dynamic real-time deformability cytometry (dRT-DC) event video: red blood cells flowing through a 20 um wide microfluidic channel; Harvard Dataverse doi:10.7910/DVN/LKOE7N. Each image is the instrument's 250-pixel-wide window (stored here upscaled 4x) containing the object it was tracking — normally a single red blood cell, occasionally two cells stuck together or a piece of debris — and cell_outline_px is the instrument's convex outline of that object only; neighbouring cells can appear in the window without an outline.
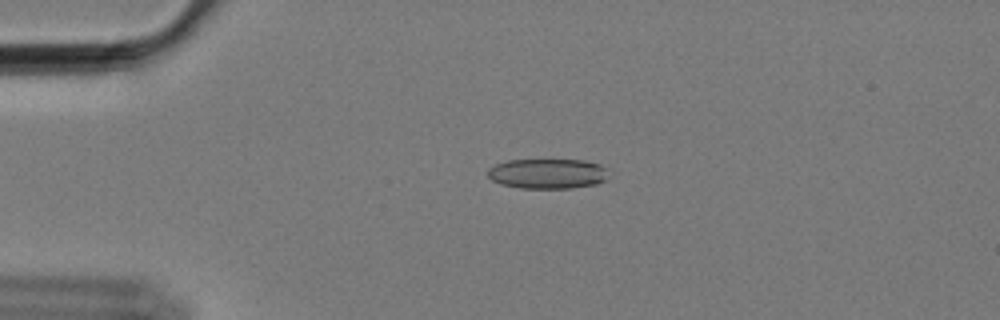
{"species": "Egyptian fruit bat (a non-hibernating species)", "species_latin": "Rousettus aegyptiacus", "temperature_condition": "cold", "stored_images_in_passage": 56, "camera_frame_rate_fps": 3000, "um_per_image_px": 0.085, "animal": {"sex": "female"}, "frame": {"image": 1, "passage_image": 11, "time_ms": 3.333, "image_size_px": [1000, 320], "cell_outline_px": [[604, 180], [596, 184], [572, 188], [520, 188], [500, 184], [492, 180], [488, 176], [488, 168], [496, 164], [508, 160], [584, 160], [600, 164], [604, 168]], "centroid_in_image_um": [46.48, 14.76], "position_along_channel_um": 38.5, "area_um2": 20.92}}
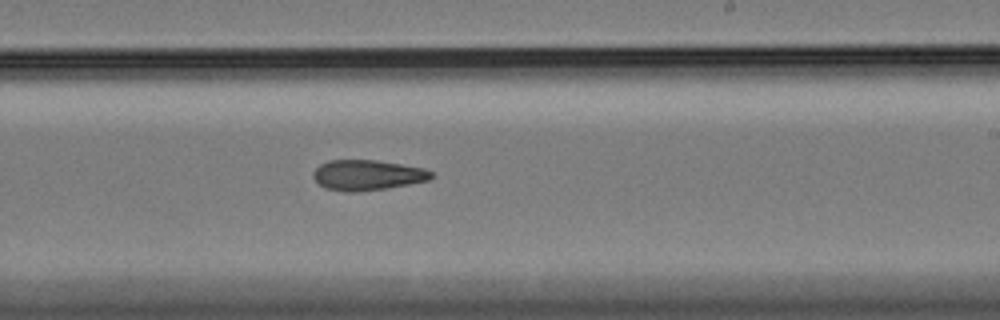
{"frame": {"image": 2, "passage_image": 33, "time_ms": 10.667, "image_size_px": [1000, 320], "cell_outline_px": [[432, 176], [428, 180], [388, 188], [356, 192], [348, 192], [324, 188], [312, 176], [312, 172], [320, 164], [328, 160], [376, 160], [424, 168], [432, 172]], "centroid_in_image_um": [31.19, 14.88], "position_along_channel_um": 257.8, "area_um2": 20.81}}
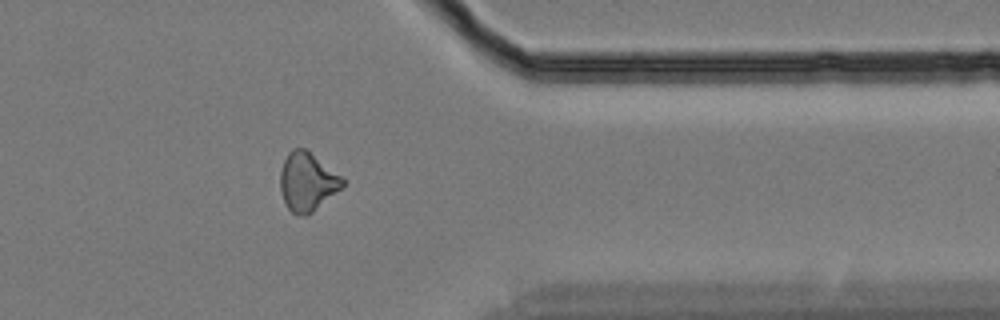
{"frame": {"image": 3, "passage_image": 45, "time_ms": 14.667, "image_size_px": [1000, 320], "cell_outline_px": [[344, 184], [340, 188], [312, 212], [304, 216], [296, 216], [288, 208], [284, 200], [280, 188], [280, 172], [284, 160], [288, 152], [292, 148], [304, 148], [340, 176], [344, 180]], "centroid_in_image_um": [26.07, 15.46], "position_along_channel_um": 385.3, "area_um2": 20.69}, "authors_computed_cell_mechanics": {"area_um2": 21.2126, "velocity_mm_per_s": 3.44, "shape_relaxation_time_tau1_ms": null, "shape_relaxation_time_tau2_ms": 8.4201, "deformation_change_tau1": null, "deformation_change_tau2": 0.1723}}